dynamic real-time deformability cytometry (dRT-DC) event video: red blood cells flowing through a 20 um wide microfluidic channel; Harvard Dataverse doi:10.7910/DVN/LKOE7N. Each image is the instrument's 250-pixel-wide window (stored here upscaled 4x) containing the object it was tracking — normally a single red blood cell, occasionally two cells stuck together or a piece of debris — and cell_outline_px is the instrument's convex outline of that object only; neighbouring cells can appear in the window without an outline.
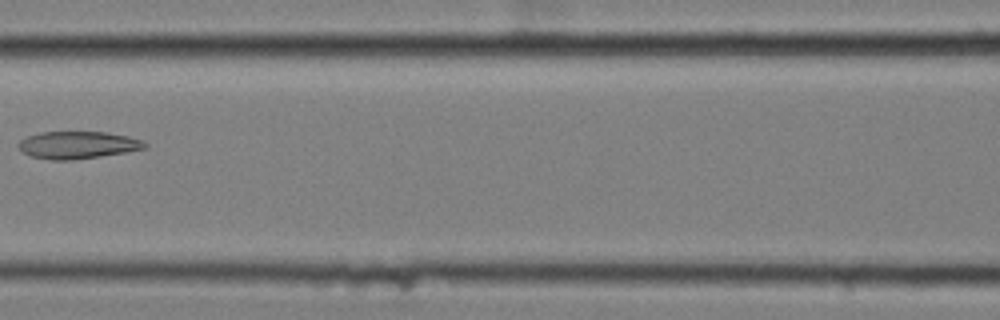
{"species": "common noctule bat (a hibernating species)", "species_latin": "Nyctalus noctula", "temperature_condition": "cold", "stored_images_in_passage": 8, "camera_frame_rate_fps": 3000, "um_per_image_px": 0.085, "animal": {"sex": "female", "body_mass_g": 25.1}, "frame": {"image": 1, "passage_image": 8, "time_ms": 2.333, "image_size_px": [1000, 320], "cell_outline_px": [[148, 144], [144, 148], [124, 152], [100, 156], [72, 160], [52, 160], [32, 156], [24, 152], [16, 144], [20, 140], [28, 136], [40, 132], [108, 132], [128, 136], [144, 140]], "centroid_in_image_um": [6.61, 12.31], "position_along_channel_um": 160.0, "area_um2": 20.0}}